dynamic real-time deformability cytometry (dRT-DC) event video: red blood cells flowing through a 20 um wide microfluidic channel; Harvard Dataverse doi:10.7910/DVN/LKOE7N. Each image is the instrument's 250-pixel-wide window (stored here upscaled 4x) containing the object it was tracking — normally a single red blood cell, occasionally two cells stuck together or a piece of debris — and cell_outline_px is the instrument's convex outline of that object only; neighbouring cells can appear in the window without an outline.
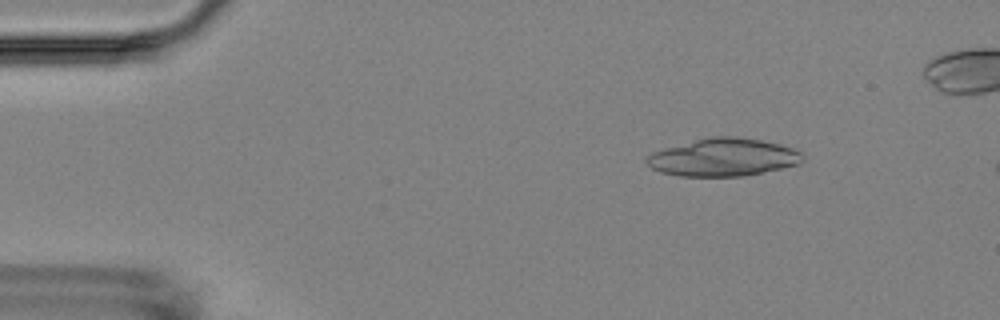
{"species": "Egyptian fruit bat (a non-hibernating species)", "species_latin": "Rousettus aegyptiacus", "temperature_condition": "room temperature", "stored_images_in_passage": 4, "camera_frame_rate_fps": 3000, "um_per_image_px": 0.085, "animal": {"sex": "female"}, "frame": {"image": 1, "passage_image": 2, "time_ms": 1.333, "image_size_px": [1000, 320], "cell_outline_px": [[804, 160], [800, 164], [744, 176], [680, 176], [660, 172], [652, 168], [644, 160], [652, 152], [664, 148], [708, 136], [736, 136], [760, 140], [780, 144], [792, 148], [800, 152], [804, 156]], "centroid_in_image_um": [61.48, 13.37], "position_along_channel_um": 23.5, "area_um2": 34.39}}